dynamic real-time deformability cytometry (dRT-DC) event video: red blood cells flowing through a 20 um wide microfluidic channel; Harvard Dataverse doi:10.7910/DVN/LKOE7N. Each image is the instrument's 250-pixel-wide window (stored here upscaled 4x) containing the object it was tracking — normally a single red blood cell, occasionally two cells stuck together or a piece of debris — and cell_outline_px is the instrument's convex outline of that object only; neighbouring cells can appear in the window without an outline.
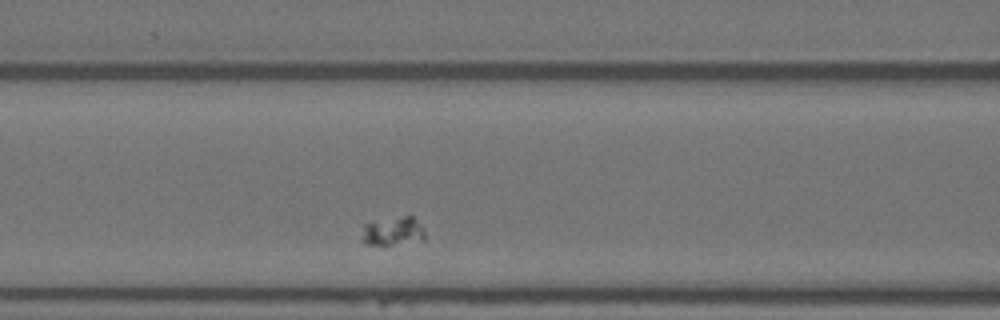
{"species": "Egyptian fruit bat (a non-hibernating species)", "species_latin": "Rousettus aegyptiacus", "temperature_condition": "warm", "stored_images_in_passage": 32, "camera_frame_rate_fps": 3000, "um_per_image_px": 0.085, "animal": {"sex": "female"}, "frame": {"image": 1, "passage_image": 9, "time_ms": 2.667, "image_size_px": [1000, 320], "cell_outline_px": [[424, 240], [392, 244], [364, 244], [360, 240], [364, 224], [404, 216], [412, 216], [424, 228]], "centroid_in_image_um": [33.39, 19.67], "position_along_channel_um": 133.2, "area_um2": 10.29}}
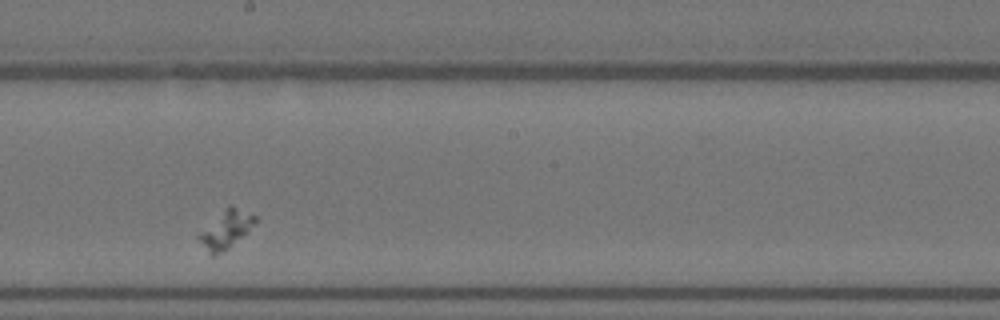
{"frame": {"image": 2, "passage_image": 18, "time_ms": 5.667, "image_size_px": [1000, 320], "cell_outline_px": [[260, 220], [244, 236], [220, 252], [212, 256], [208, 252], [196, 236], [228, 204], [232, 204], [256, 216]], "centroid_in_image_um": [19.26, 19.45], "position_along_channel_um": 228.9, "area_um2": 12.37}}
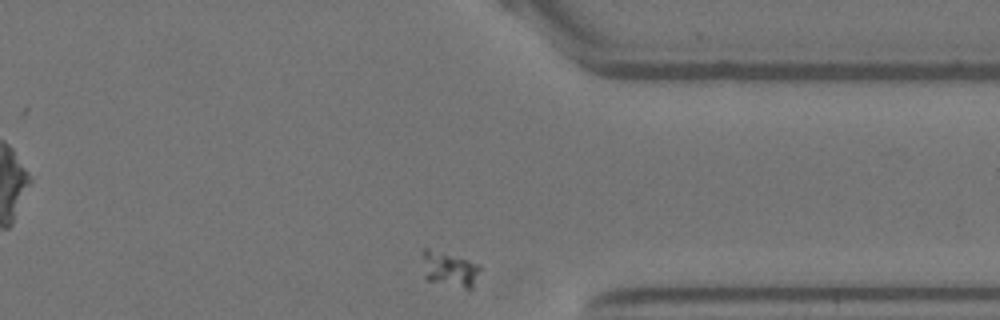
{"frame": {"image": 3, "passage_image": 32, "time_ms": 10.333, "image_size_px": [1000, 320], "cell_outline_px": [[480, 268], [472, 288], [468, 292], [424, 280], [420, 252], [424, 248], [428, 248], [468, 260], [480, 264]], "centroid_in_image_um": [38.14, 22.94], "position_along_channel_um": 373.3, "area_um2": 12.54}}